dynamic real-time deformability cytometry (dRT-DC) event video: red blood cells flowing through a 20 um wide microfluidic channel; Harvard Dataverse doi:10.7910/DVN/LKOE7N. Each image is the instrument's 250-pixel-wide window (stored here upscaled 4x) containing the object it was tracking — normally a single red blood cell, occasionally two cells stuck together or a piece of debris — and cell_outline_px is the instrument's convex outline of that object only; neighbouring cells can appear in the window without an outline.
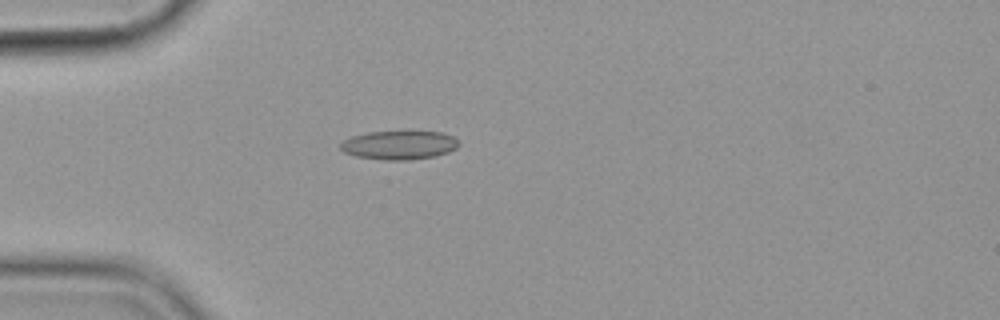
{"species": "common noctule bat (a hibernating species)", "species_latin": "Nyctalus noctula", "temperature_condition": "cold", "stored_images_in_passage": 4, "camera_frame_rate_fps": 3000, "um_per_image_px": 0.085, "animal": {"sex": "female", "body_mass_g": 19.9}, "frame": {"image": 1, "passage_image": 4, "time_ms": 4.333, "image_size_px": [1000, 320], "cell_outline_px": [[460, 144], [456, 148], [448, 152], [436, 156], [408, 160], [388, 160], [356, 156], [344, 152], [340, 148], [340, 144], [344, 140], [352, 136], [368, 132], [440, 132], [452, 136]], "centroid_in_image_um": [33.92, 12.34], "position_along_channel_um": 51.1, "area_um2": 19.59}}